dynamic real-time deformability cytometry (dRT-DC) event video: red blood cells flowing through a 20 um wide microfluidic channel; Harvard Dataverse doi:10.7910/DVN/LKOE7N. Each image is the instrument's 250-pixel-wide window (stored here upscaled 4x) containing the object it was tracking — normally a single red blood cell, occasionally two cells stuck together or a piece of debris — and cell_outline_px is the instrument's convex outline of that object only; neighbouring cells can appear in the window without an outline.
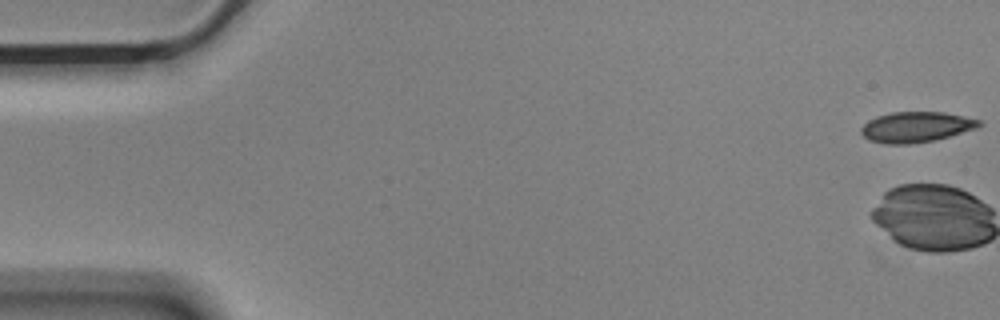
{"species": "Egyptian fruit bat (a non-hibernating species)", "species_latin": "Rousettus aegyptiacus", "temperature_condition": "cold", "stored_images_in_passage": 12, "camera_frame_rate_fps": 3000, "um_per_image_px": 0.085, "animal": {"sex": "male"}, "frame": {"image": 1, "passage_image": 1, "time_ms": 0.0, "image_size_px": [1000, 320], "cell_outline_px": [[984, 124], [976, 128], [948, 136], [932, 140], [908, 144], [884, 144], [868, 140], [860, 132], [860, 128], [868, 120], [876, 116], [892, 112], [944, 112], [964, 116], [980, 120]], "centroid_in_image_um": [77.83, 10.79], "position_along_channel_um": 7.2, "area_um2": 20.92}}